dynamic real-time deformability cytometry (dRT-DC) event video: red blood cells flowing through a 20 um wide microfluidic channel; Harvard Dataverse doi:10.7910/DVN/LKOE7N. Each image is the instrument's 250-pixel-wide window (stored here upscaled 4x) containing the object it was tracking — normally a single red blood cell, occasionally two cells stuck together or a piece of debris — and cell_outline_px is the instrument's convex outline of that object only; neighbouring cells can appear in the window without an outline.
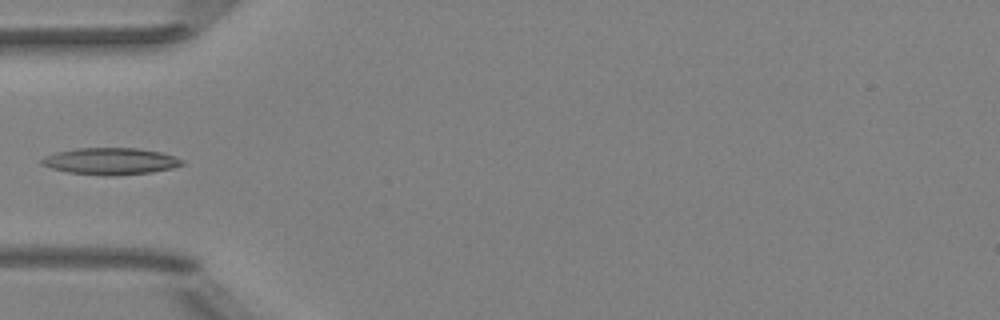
{"species": "Egyptian fruit bat (a non-hibernating species)", "species_latin": "Rousettus aegyptiacus", "temperature_condition": "room temperature", "stored_images_in_passage": 5, "camera_frame_rate_fps": 3000, "um_per_image_px": 0.085, "animal": {"sex": "female"}, "frame": {"image": 1, "passage_image": 4, "time_ms": 3.667, "image_size_px": [1000, 320], "cell_outline_px": [[184, 164], [172, 168], [152, 172], [116, 176], [104, 176], [68, 172], [52, 168], [40, 164], [40, 160], [56, 152], [76, 148], [136, 148], [160, 152], [184, 160]], "centroid_in_image_um": [9.4, 13.71], "position_along_channel_um": 75.6, "area_um2": 21.85}}
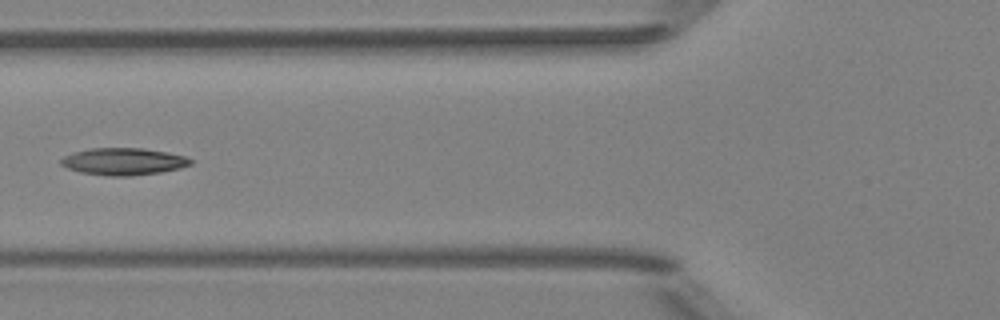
{"frame": {"image": 2, "passage_image": 5, "time_ms": 4.667, "image_size_px": [1000, 320], "cell_outline_px": [[192, 164], [180, 168], [160, 172], [132, 176], [108, 176], [80, 172], [68, 168], [60, 164], [60, 160], [64, 156], [72, 152], [88, 148], [144, 148], [168, 152], [184, 156], [192, 160]], "centroid_in_image_um": [10.48, 13.72], "position_along_channel_um": 115.3, "area_um2": 20.58}}